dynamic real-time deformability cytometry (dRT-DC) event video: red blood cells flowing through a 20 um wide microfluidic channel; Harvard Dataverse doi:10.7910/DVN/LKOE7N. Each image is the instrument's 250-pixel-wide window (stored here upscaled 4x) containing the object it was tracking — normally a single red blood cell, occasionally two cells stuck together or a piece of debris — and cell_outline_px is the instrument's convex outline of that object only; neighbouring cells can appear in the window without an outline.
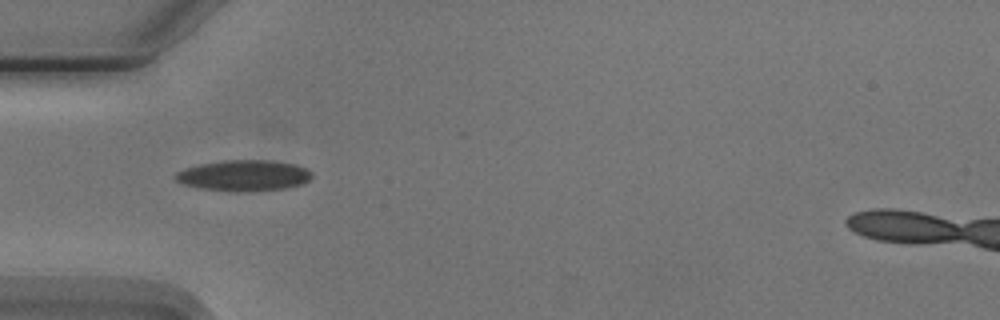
{"species": "Egyptian fruit bat (a non-hibernating species)", "species_latin": "Rousettus aegyptiacus", "temperature_condition": "cold", "stored_images_in_passage": 7, "camera_frame_rate_fps": 3000, "um_per_image_px": 0.085, "animal": {"sex": "male"}, "frame": {"image": 1, "passage_image": 3, "time_ms": 2.333, "image_size_px": [1000, 320], "cell_outline_px": [[312, 176], [308, 180], [300, 184], [284, 188], [248, 192], [236, 192], [200, 188], [184, 184], [176, 180], [172, 176], [176, 172], [184, 168], [200, 164], [224, 160], [272, 160], [296, 164], [312, 172]], "centroid_in_image_um": [20.69, 14.91], "position_along_channel_um": 64.3, "area_um2": 24.68}}
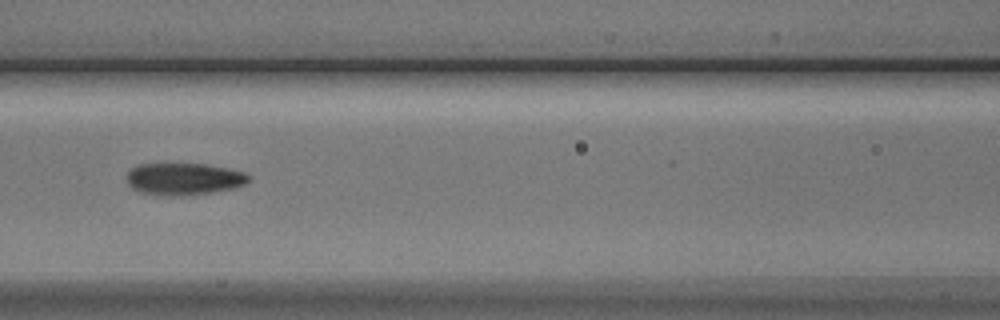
{"frame": {"image": 2, "passage_image": 5, "time_ms": 4.667, "image_size_px": [1000, 320], "cell_outline_px": [[252, 180], [236, 188], [212, 192], [184, 196], [168, 196], [140, 192], [132, 188], [128, 184], [128, 172], [136, 164], [204, 164], [228, 168], [248, 172], [252, 176]], "centroid_in_image_um": [15.7, 15.21], "position_along_channel_um": 150.9, "area_um2": 23.06}}
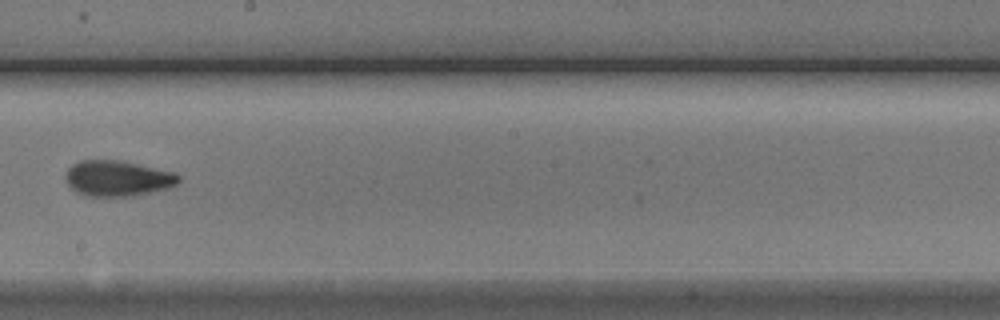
{"frame": {"image": 3, "passage_image": 7, "time_ms": 7.0, "image_size_px": [1000, 320], "cell_outline_px": [[180, 180], [176, 184], [168, 188], [132, 196], [84, 196], [76, 192], [64, 180], [64, 176], [68, 168], [72, 164], [80, 160], [120, 160], [176, 172], [180, 176]], "centroid_in_image_um": [9.97, 15.15], "position_along_channel_um": 238.2, "area_um2": 23.7}}